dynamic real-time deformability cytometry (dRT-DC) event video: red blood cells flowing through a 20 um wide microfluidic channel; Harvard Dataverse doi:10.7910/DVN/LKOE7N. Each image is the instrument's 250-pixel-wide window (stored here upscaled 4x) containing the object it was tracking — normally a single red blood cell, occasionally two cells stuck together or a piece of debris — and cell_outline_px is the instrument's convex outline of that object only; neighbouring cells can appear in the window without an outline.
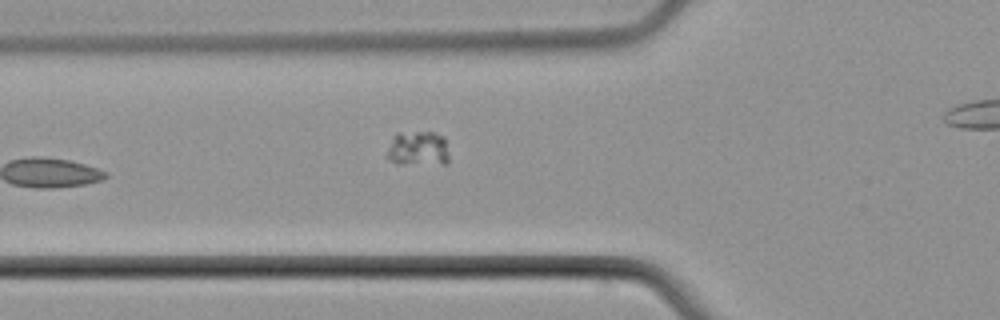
{"species": "common noctule bat (a hibernating species)", "species_latin": "Nyctalus noctula", "temperature_condition": "cold", "stored_images_in_passage": 7, "camera_frame_rate_fps": 3000, "um_per_image_px": 0.085, "animal": {"sex": "male", "body_mass_g": 21.5, "forearm_length_mm": 52.0}, "frame": {"image": 1, "passage_image": 6, "time_ms": 7.667, "image_size_px": [1000, 320], "cell_outline_px": [[448, 164], [396, 164], [388, 156], [388, 148], [396, 132], [432, 132], [444, 136], [448, 156]], "centroid_in_image_um": [35.55, 12.63], "position_along_channel_um": 90.2, "area_um2": 12.6}}